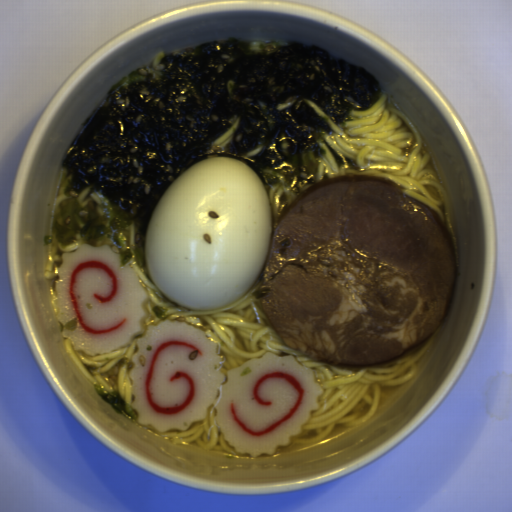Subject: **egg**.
Wrapping results in <instances>:
<instances>
[{
    "label": "egg",
    "mask_w": 512,
    "mask_h": 512,
    "mask_svg": "<svg viewBox=\"0 0 512 512\" xmlns=\"http://www.w3.org/2000/svg\"><path fill=\"white\" fill-rule=\"evenodd\" d=\"M272 212L245 163L208 157L163 194L147 224L148 275L170 302L223 309L251 290L270 246Z\"/></svg>",
    "instance_id": "1"
}]
</instances>
